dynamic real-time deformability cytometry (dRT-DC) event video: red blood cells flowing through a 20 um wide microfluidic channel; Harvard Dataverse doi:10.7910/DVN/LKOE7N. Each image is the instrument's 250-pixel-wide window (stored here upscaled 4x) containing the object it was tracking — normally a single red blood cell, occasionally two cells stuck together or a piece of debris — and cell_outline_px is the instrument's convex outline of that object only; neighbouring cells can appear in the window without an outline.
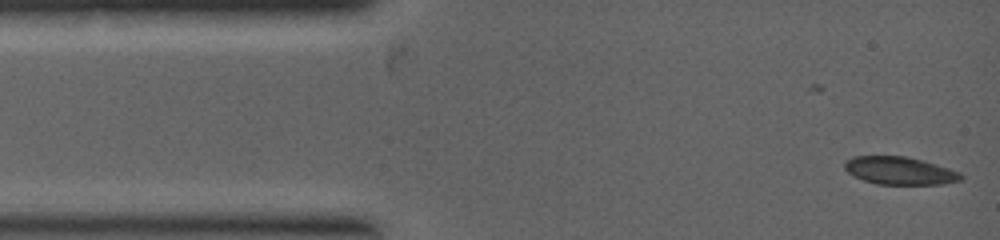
{"species": "common noctule bat (a hibernating species)", "species_latin": "Nyctalus noctula", "temperature_condition": "warm", "stored_images_in_passage": 2, "camera_frame_rate_fps": 5000, "um_per_image_px": 0.085, "animal": {"sex": "female", "body_mass_g": 19.0, "forearm_length_mm": 53.3}, "frame": {"image": 1, "passage_image": 2, "time_ms": 0.2, "image_size_px": [1000, 240], "cell_outline_px": [[964, 176], [960, 180], [944, 184], [876, 184], [852, 176], [844, 168], [844, 160], [852, 156], [904, 156], [924, 160], [960, 172]], "centroid_in_image_um": [76.45, 14.5], "position_along_channel_um": 8.6, "area_um2": 18.96}}